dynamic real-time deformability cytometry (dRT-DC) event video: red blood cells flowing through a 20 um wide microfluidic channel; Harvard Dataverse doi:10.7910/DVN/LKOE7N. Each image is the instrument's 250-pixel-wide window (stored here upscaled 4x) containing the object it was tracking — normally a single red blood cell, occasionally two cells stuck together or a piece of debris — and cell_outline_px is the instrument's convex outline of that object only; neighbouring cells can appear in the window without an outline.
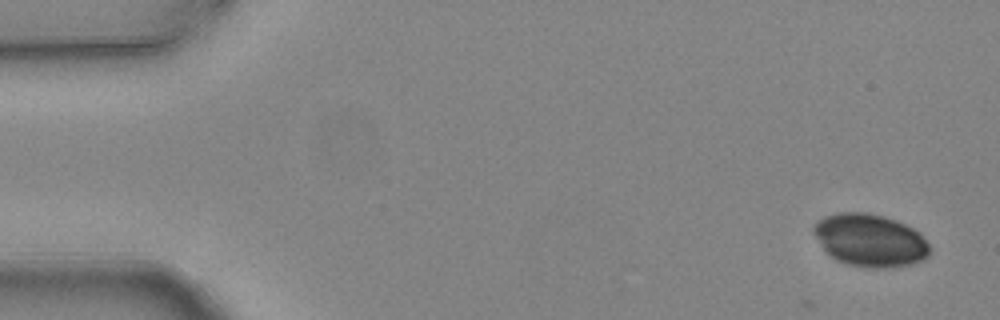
{"species": "common noctule bat (a hibernating species)", "species_latin": "Nyctalus noctula", "temperature_condition": "warm", "stored_images_in_passage": 4, "camera_frame_rate_fps": 3000, "um_per_image_px": 0.085, "animal": {"sex": "female", "body_mass_g": 24.6, "forearm_length_mm": 56.2}, "frame": {"image": 1, "passage_image": 1, "time_ms": 0.0, "image_size_px": [1000, 320], "cell_outline_px": [[928, 256], [924, 260], [912, 264], [884, 268], [868, 268], [844, 264], [836, 260], [824, 252], [812, 232], [812, 228], [824, 216], [840, 212], [864, 212], [884, 216], [896, 220], [920, 232], [928, 244]], "centroid_in_image_um": [73.92, 20.44], "position_along_channel_um": 11.1, "area_um2": 35.89}}